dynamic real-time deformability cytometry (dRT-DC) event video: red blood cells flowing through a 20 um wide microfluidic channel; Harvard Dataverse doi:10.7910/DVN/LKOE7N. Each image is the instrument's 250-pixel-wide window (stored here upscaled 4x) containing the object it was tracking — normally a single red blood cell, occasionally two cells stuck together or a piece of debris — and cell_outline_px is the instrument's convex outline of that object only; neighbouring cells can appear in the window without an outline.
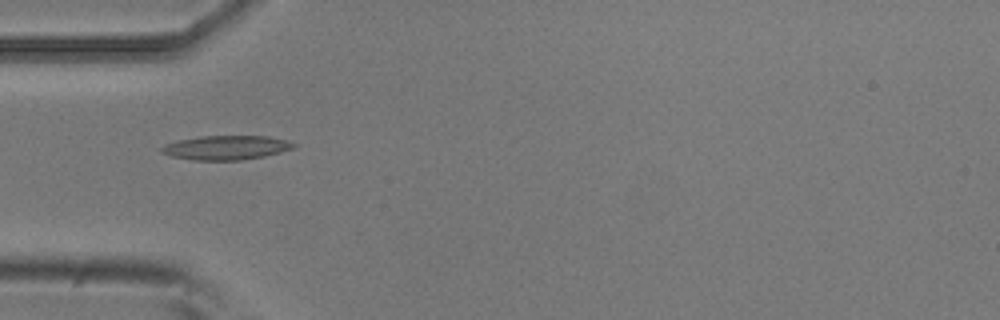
{"species": "common noctule bat (a hibernating species)", "species_latin": "Nyctalus noctula", "temperature_condition": "room temperature", "stored_images_in_passage": 5, "camera_frame_rate_fps": 3000, "um_per_image_px": 0.085, "animal": {"sex": "male", "body_mass_g": 20.5, "forearm_length_mm": 52.5}, "frame": {"image": 1, "passage_image": 5, "time_ms": 1.333, "image_size_px": [1000, 320], "cell_outline_px": [[296, 144], [292, 148], [280, 152], [264, 156], [240, 160], [192, 160], [172, 156], [160, 152], [160, 148], [164, 144], [176, 140], [200, 136], [268, 136], [288, 140]], "centroid_in_image_um": [19.18, 12.54], "position_along_channel_um": 65.8, "area_um2": 18.67}}